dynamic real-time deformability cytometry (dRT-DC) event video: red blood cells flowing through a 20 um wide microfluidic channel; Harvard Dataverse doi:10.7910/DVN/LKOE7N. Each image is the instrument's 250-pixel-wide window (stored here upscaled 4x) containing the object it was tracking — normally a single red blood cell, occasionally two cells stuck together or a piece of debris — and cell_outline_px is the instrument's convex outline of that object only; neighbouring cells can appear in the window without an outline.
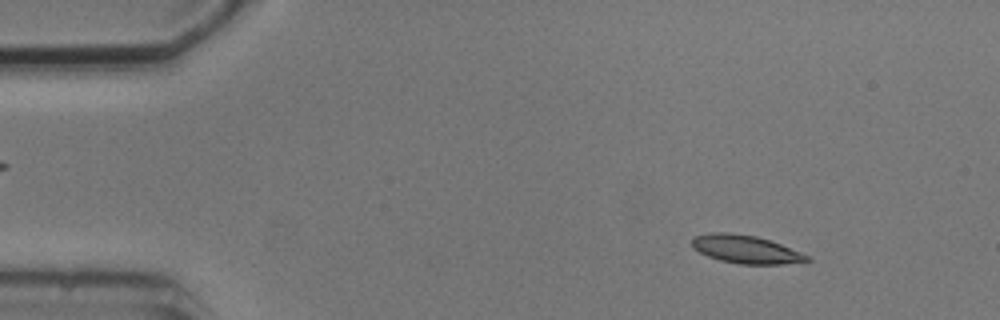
{"species": "common noctule bat (a hibernating species)", "species_latin": "Nyctalus noctula", "temperature_condition": "cold", "stored_images_in_passage": 3, "camera_frame_rate_fps": 3000, "um_per_image_px": 0.085, "animal": {"sex": "male", "body_mass_g": 20.5, "forearm_length_mm": 52.5}, "frame": {"image": 1, "passage_image": 1, "time_ms": 0.0, "image_size_px": [1000, 320], "cell_outline_px": [[812, 260], [784, 264], [740, 264], [720, 260], [708, 256], [692, 248], [692, 240], [696, 236], [712, 232], [728, 232], [756, 236], [780, 244], [812, 256]], "centroid_in_image_um": [63.42, 21.19], "position_along_channel_um": 21.6, "area_um2": 18.79}}